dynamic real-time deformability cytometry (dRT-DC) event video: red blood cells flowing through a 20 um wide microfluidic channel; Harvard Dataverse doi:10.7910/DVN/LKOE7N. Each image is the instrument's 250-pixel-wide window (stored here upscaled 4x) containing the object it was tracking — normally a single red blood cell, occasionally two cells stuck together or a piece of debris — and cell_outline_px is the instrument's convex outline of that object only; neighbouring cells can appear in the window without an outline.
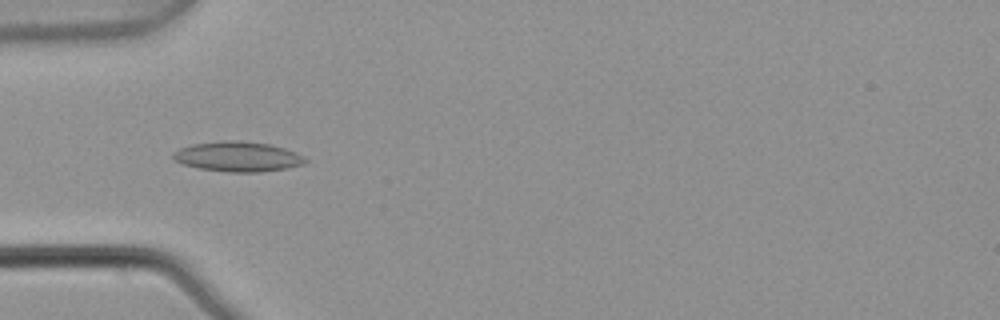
{"species": "common noctule bat (a hibernating species)", "species_latin": "Nyctalus noctula", "temperature_condition": "warm", "stored_images_in_passage": 6, "camera_frame_rate_fps": 3000, "um_per_image_px": 0.085, "animal": {"sex": "male", "body_mass_g": 21.5, "forearm_length_mm": 52.0}, "frame": {"image": 1, "passage_image": 4, "time_ms": 1.0, "image_size_px": [1000, 320], "cell_outline_px": [[308, 160], [304, 164], [288, 168], [260, 172], [228, 172], [200, 168], [184, 164], [176, 160], [172, 156], [172, 152], [180, 148], [192, 144], [224, 140], [240, 140], [272, 144], [296, 152], [304, 156]], "centroid_in_image_um": [20.25, 13.3], "position_along_channel_um": 64.7, "area_um2": 23.24}}
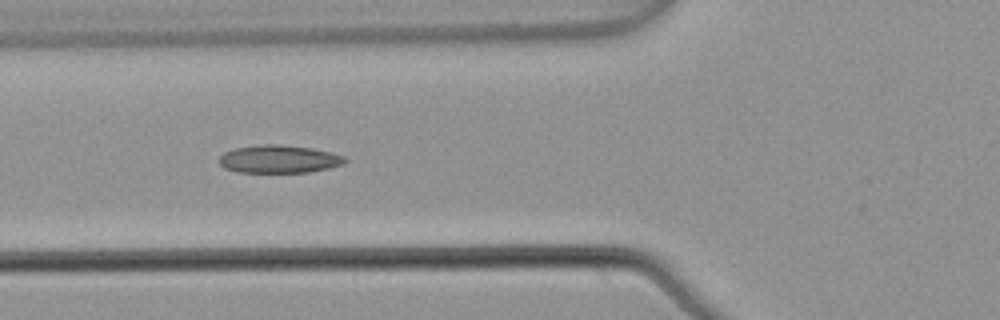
{"frame": {"image": 2, "passage_image": 5, "time_ms": 1.333, "image_size_px": [1000, 320], "cell_outline_px": [[348, 160], [344, 164], [328, 168], [308, 172], [236, 172], [224, 168], [220, 164], [220, 156], [224, 152], [236, 148], [264, 144], [276, 144], [312, 148], [344, 156]], "centroid_in_image_um": [23.71, 13.53], "position_along_channel_um": 102.1, "area_um2": 20.29}}
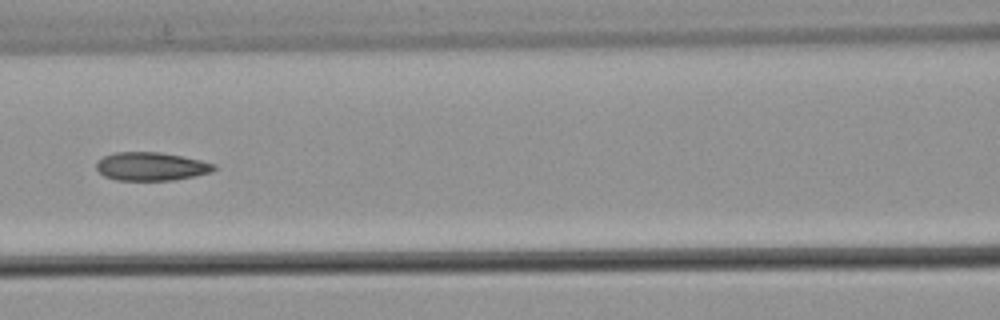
{"frame": {"image": 3, "passage_image": 6, "time_ms": 1.667, "image_size_px": [1000, 320], "cell_outline_px": [[216, 168], [212, 172], [172, 180], [116, 180], [104, 176], [96, 168], [96, 164], [104, 156], [116, 152], [160, 152], [184, 156], [216, 164]], "centroid_in_image_um": [12.86, 14.14], "position_along_channel_um": 153.7, "area_um2": 19.36}}